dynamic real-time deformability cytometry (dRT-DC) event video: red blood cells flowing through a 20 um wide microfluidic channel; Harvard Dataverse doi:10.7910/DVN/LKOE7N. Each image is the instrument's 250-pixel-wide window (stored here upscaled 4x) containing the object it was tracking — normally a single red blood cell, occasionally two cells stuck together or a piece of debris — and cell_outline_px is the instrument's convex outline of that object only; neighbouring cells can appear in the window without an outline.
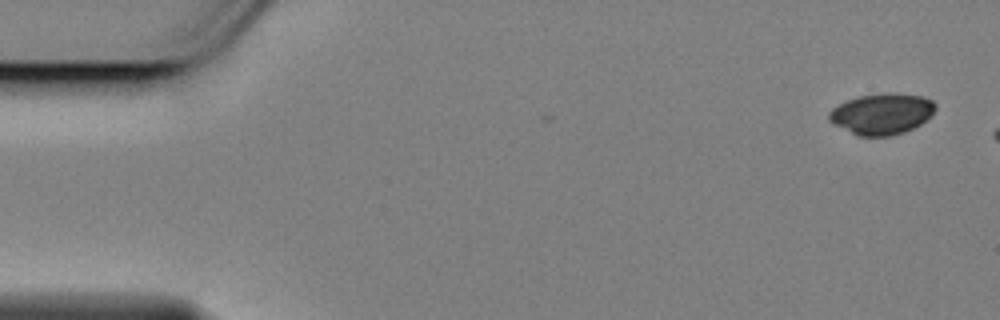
{"species": "Egyptian fruit bat (a non-hibernating species)", "species_latin": "Rousettus aegyptiacus", "temperature_condition": "cold", "stored_images_in_passage": 4, "camera_frame_rate_fps": 3000, "um_per_image_px": 0.085, "animal": {"sex": "female"}, "frame": {"image": 1, "passage_image": 1, "time_ms": 0.0, "image_size_px": [1000, 320], "cell_outline_px": [[936, 108], [920, 124], [904, 132], [888, 136], [860, 136], [828, 120], [828, 112], [832, 108], [848, 100], [860, 96], [884, 92], [896, 92], [924, 96], [932, 100], [936, 104]], "centroid_in_image_um": [74.97, 9.65], "position_along_channel_um": 10.0, "area_um2": 25.2}}